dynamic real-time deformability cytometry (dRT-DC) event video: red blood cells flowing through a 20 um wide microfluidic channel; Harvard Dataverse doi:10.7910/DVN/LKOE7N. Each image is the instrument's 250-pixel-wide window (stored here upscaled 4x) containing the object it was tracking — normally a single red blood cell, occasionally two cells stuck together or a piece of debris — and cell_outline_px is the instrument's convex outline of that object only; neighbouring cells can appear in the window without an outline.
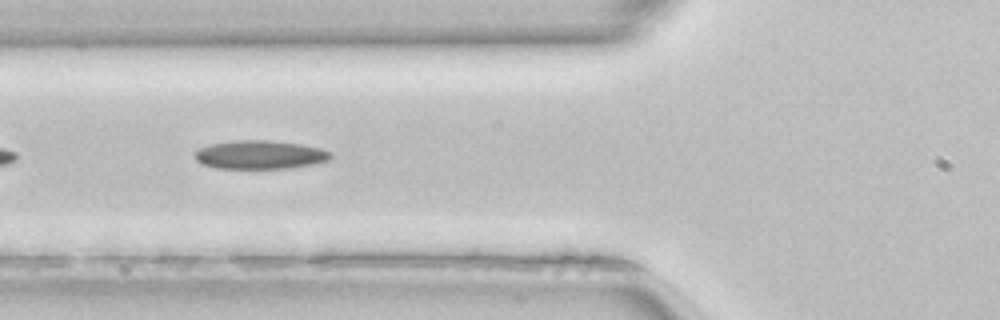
{"species": "common noctule bat (a hibernating species)", "species_latin": "Nyctalus noctula", "temperature_condition": "room temperature", "stored_images_in_passage": 16, "camera_frame_rate_fps": 3000, "um_per_image_px": 0.085, "animal": {"sex": "female", "body_mass_g": 22.7, "forearm_length_mm": 54.2}, "frame": {"image": 1, "passage_image": 5, "time_ms": 1.333, "image_size_px": [1000, 320], "cell_outline_px": [[332, 156], [328, 160], [312, 164], [288, 168], [216, 168], [200, 164], [192, 156], [192, 152], [208, 144], [236, 140], [268, 140], [300, 144], [320, 148], [328, 152]], "centroid_in_image_um": [22.0, 13.15], "position_along_channel_um": 103.8, "area_um2": 22.66}}